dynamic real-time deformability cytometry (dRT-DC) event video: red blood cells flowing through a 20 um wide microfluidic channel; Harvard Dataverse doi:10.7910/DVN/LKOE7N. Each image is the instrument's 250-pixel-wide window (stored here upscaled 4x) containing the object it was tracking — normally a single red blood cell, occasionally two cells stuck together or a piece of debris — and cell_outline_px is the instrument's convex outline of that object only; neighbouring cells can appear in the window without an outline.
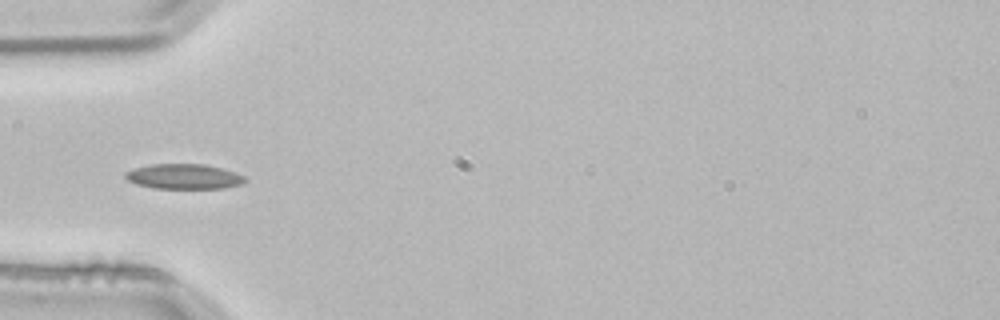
{"species": "common noctule bat (a hibernating species)", "species_latin": "Nyctalus noctula", "temperature_condition": "room temperature", "stored_images_in_passage": 3, "camera_frame_rate_fps": 3000, "um_per_image_px": 0.085, "animal": {"sex": "male", "body_mass_g": 21.5, "forearm_length_mm": 52.0}, "frame": {"image": 1, "passage_image": 3, "time_ms": 0.667, "image_size_px": [1000, 320], "cell_outline_px": [[248, 180], [244, 184], [224, 188], [152, 188], [136, 184], [128, 180], [124, 176], [124, 172], [132, 168], [152, 164], [204, 164], [220, 168], [244, 176]], "centroid_in_image_um": [15.6, 15.0], "position_along_channel_um": 69.4, "area_um2": 17.51}}